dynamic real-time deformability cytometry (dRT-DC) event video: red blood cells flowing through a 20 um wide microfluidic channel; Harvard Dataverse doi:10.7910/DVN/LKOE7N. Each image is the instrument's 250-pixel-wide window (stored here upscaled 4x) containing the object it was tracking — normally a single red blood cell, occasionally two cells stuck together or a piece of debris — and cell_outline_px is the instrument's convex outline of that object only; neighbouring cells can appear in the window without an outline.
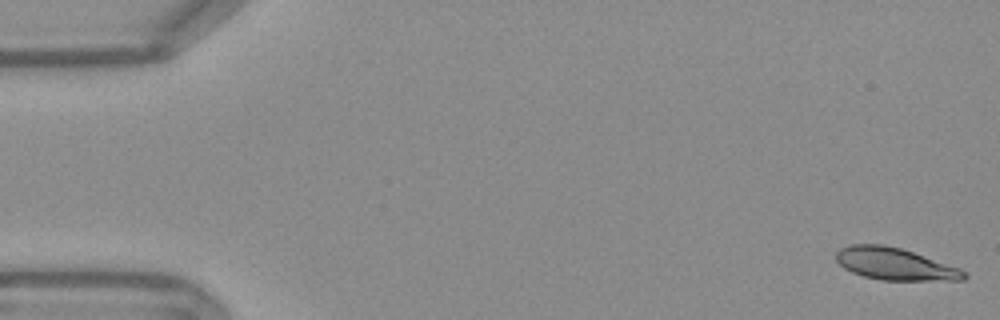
{"species": "Egyptian fruit bat (a non-hibernating species)", "species_latin": "Rousettus aegyptiacus", "temperature_condition": "warm", "stored_images_in_passage": 53, "camera_frame_rate_fps": 3000, "um_per_image_px": 0.085, "frame": {"image": 1, "passage_image": 1, "time_ms": 0.0, "image_size_px": [1000, 320], "cell_outline_px": [[968, 276], [964, 280], [880, 280], [864, 276], [852, 272], [844, 268], [836, 260], [836, 252], [840, 248], [852, 244], [884, 244], [900, 248], [960, 268]], "centroid_in_image_um": [76.04, 22.43], "position_along_channel_um": 9.0, "area_um2": 23.76}}
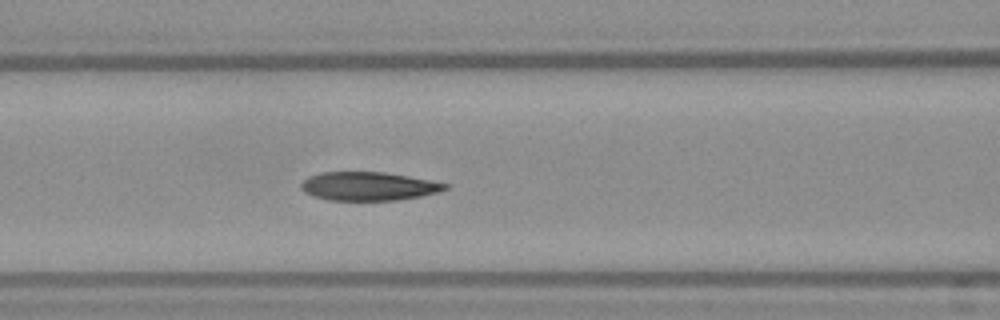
{"frame": {"image": 2, "passage_image": 22, "time_ms": 7.0, "image_size_px": [1000, 320], "cell_outline_px": [[448, 188], [440, 192], [420, 196], [396, 200], [328, 200], [312, 196], [304, 192], [300, 188], [300, 184], [308, 176], [320, 172], [384, 172], [408, 176], [448, 184]], "centroid_in_image_um": [31.28, 15.83], "position_along_channel_um": 135.3, "area_um2": 23.99}}
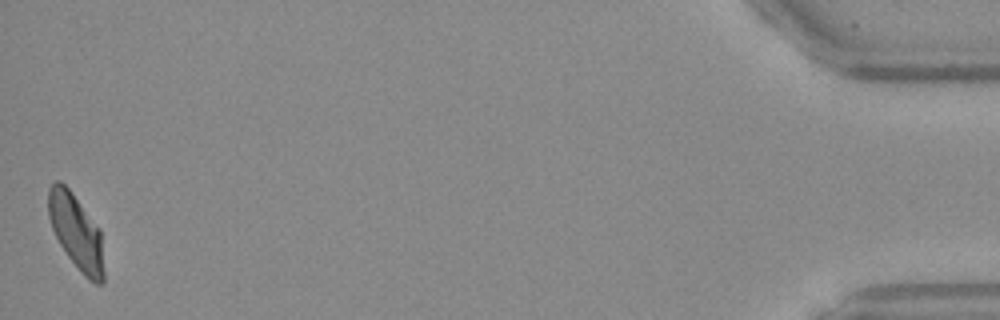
{"frame": {"image": 3, "passage_image": 53, "time_ms": 17.333, "image_size_px": [1000, 320], "cell_outline_px": [[104, 280], [100, 284], [96, 284], [88, 280], [80, 272], [68, 256], [60, 244], [52, 228], [48, 216], [48, 188], [56, 180], [60, 180], [72, 192], [100, 228], [104, 272]], "centroid_in_image_um": [6.48, 19.71], "position_along_channel_um": 428.7, "area_um2": 24.33}, "authors_computed_cell_mechanics": {"area_um2": 24.854, "velocity_mm_per_s": 3.7595, "shape_relaxation_time_tau1_ms": 6.1978, "shape_relaxation_time_tau2_ms": 2.0708, "deformation_change_tau1": 0.1861, "deformation_change_tau2": 0.0705}}